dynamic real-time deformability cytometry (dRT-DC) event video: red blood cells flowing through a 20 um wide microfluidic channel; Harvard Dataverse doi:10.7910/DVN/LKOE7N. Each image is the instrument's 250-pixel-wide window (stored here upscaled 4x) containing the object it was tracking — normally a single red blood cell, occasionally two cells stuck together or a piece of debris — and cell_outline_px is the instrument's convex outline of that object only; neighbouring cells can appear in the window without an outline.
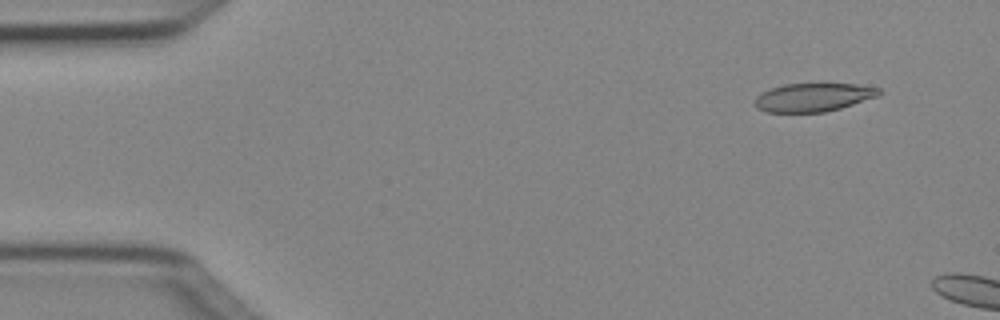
{"species": "Egyptian fruit bat (a non-hibernating species)", "species_latin": "Rousettus aegyptiacus", "temperature_condition": "cold", "stored_images_in_passage": 3, "camera_frame_rate_fps": 3000, "um_per_image_px": 0.085, "animal": {"sex": "female"}, "frame": {"image": 1, "passage_image": 2, "time_ms": 0.333, "image_size_px": [1000, 320], "cell_outline_px": [[884, 92], [880, 96], [840, 108], [824, 112], [764, 112], [756, 108], [756, 96], [772, 88], [784, 84], [824, 80], [856, 84], [880, 88]], "centroid_in_image_um": [69.22, 8.21], "position_along_channel_um": 15.8, "area_um2": 21.56}}